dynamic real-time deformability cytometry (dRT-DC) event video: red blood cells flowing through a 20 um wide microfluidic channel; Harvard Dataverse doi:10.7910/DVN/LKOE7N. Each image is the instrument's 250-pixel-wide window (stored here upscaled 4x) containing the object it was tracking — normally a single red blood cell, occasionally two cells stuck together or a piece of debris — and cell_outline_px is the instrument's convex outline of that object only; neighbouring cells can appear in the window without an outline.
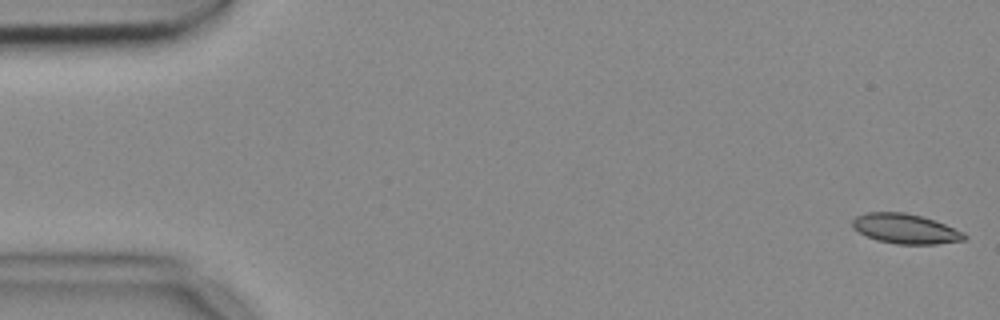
{"species": "common noctule bat (a hibernating species)", "species_latin": "Nyctalus noctula", "temperature_condition": "cold", "stored_images_in_passage": 54, "camera_frame_rate_fps": 3000, "um_per_image_px": 0.085, "animal": {"sex": "female", "body_mass_g": 18.4}, "frame": {"image": 1, "passage_image": 1, "time_ms": 0.0, "image_size_px": [1000, 320], "cell_outline_px": [[968, 236], [964, 240], [936, 244], [896, 244], [876, 240], [852, 228], [852, 220], [856, 216], [868, 212], [904, 212], [920, 216], [944, 224], [964, 232]], "centroid_in_image_um": [76.95, 19.45], "position_along_channel_um": 8.1, "area_um2": 19.31}}
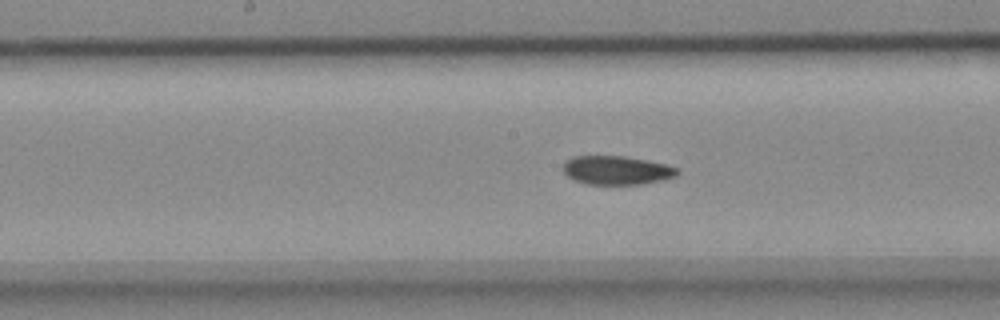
{"frame": {"image": 2, "passage_image": 27, "time_ms": 8.667, "image_size_px": [1000, 320], "cell_outline_px": [[680, 172], [676, 176], [660, 180], [640, 184], [588, 184], [576, 180], [568, 176], [564, 172], [564, 164], [572, 156], [624, 156], [664, 164], [680, 168]], "centroid_in_image_um": [52.44, 14.47], "position_along_channel_um": 195.8, "area_um2": 18.84}}
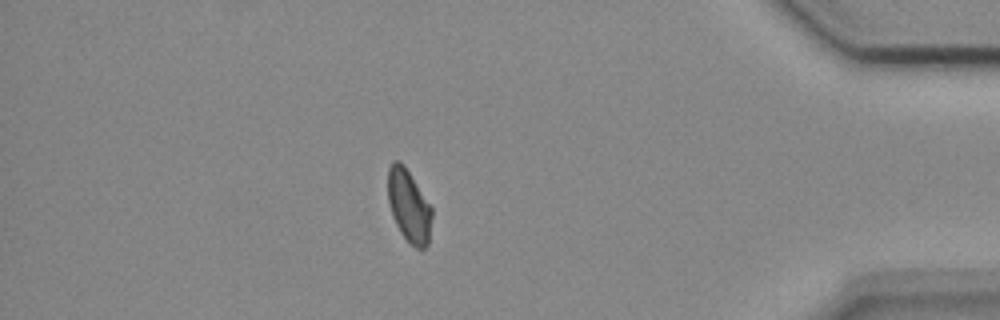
{"frame": {"image": 3, "passage_image": 47, "time_ms": 15.333, "image_size_px": [1000, 320], "cell_outline_px": [[432, 216], [428, 244], [424, 248], [416, 248], [400, 232], [392, 216], [388, 200], [388, 168], [392, 160], [400, 160], [404, 164], [432, 208]], "centroid_in_image_um": [34.74, 17.47], "position_along_channel_um": 400.5, "area_um2": 18.5}, "authors_computed_cell_mechanics": {"area_um2": 19.6809, "velocity_mm_per_s": 3.6834, "shape_relaxation_time_tau1_ms": 6.3177, "shape_relaxation_time_tau2_ms": 4.025, "deformation_change_tau1": 0.1431, "deformation_change_tau2": 0.0789}}